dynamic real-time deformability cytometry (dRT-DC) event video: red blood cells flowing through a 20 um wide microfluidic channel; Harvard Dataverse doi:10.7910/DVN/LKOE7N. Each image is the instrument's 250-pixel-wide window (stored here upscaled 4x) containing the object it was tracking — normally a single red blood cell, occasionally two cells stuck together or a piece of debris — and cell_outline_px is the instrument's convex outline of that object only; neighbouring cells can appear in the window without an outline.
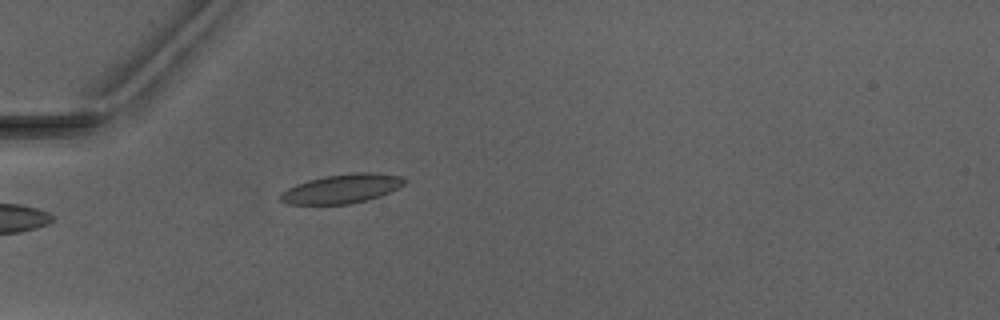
{"species": "Egyptian fruit bat (a non-hibernating species)", "species_latin": "Rousettus aegyptiacus", "temperature_condition": "warm", "stored_images_in_passage": 5, "camera_frame_rate_fps": 3000, "um_per_image_px": 0.085, "animal": {"sex": "male"}, "frame": {"image": 1, "passage_image": 5, "time_ms": 4.667, "image_size_px": [1000, 320], "cell_outline_px": [[408, 180], [404, 184], [380, 196], [368, 200], [348, 204], [288, 204], [280, 200], [280, 192], [296, 184], [324, 176], [356, 172], [372, 172], [404, 176]], "centroid_in_image_um": [29.08, 16.03], "position_along_channel_um": 55.9, "area_um2": 21.04}}